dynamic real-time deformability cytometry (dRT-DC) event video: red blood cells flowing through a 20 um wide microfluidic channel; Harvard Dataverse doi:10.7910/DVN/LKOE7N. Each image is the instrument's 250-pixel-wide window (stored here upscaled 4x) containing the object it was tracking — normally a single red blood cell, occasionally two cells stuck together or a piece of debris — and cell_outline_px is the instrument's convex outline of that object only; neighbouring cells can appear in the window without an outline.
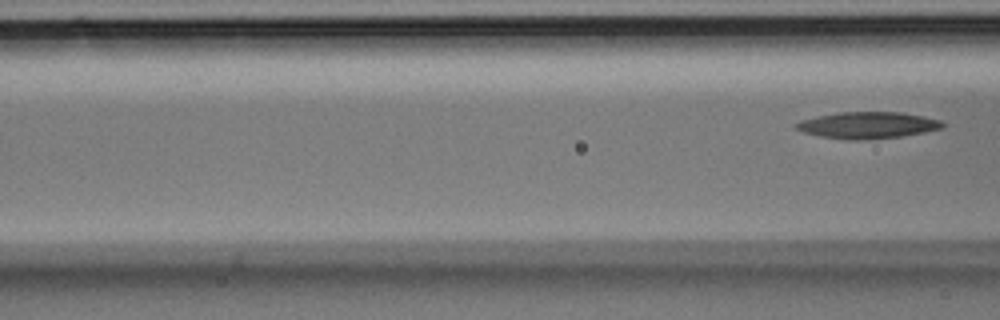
{"species": "Egyptian fruit bat (a non-hibernating species)", "species_latin": "Rousettus aegyptiacus", "temperature_condition": "room temperature", "stored_images_in_passage": 3, "camera_frame_rate_fps": 3000, "um_per_image_px": 0.085, "animal": {"sex": "male"}, "frame": {"image": 1, "passage_image": 3, "time_ms": 0.667, "image_size_px": [1000, 320], "cell_outline_px": [[944, 128], [924, 132], [900, 136], [860, 140], [852, 140], [820, 136], [804, 132], [796, 128], [792, 124], [800, 120], [816, 116], [840, 112], [900, 112], [924, 116], [940, 120], [944, 124]], "centroid_in_image_um": [73.74, 10.63], "position_along_channel_um": 92.9, "area_um2": 22.6}}